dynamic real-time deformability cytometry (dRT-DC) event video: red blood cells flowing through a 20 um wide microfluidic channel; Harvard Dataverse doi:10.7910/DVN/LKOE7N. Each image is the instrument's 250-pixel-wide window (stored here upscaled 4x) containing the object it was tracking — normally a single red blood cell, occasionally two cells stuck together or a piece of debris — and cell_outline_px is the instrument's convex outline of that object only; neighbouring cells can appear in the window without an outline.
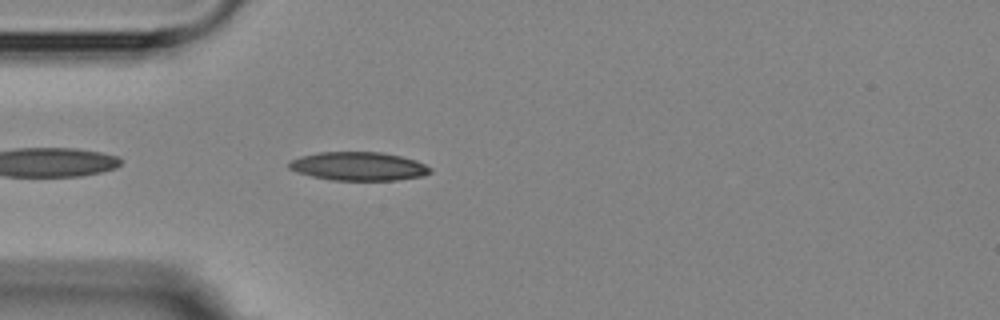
{"species": "Egyptian fruit bat (a non-hibernating species)", "species_latin": "Rousettus aegyptiacus", "temperature_condition": "room temperature", "stored_images_in_passage": 3, "camera_frame_rate_fps": 3000, "um_per_image_px": 0.085, "animal": {"sex": "female"}, "frame": {"image": 1, "passage_image": 3, "time_ms": 3.0, "image_size_px": [1000, 320], "cell_outline_px": [[432, 172], [424, 176], [396, 180], [332, 180], [312, 176], [296, 172], [288, 168], [288, 164], [292, 160], [300, 156], [320, 152], [380, 152], [400, 156], [416, 160], [432, 168]], "centroid_in_image_um": [30.49, 14.13], "position_along_channel_um": 54.5, "area_um2": 23.52}}